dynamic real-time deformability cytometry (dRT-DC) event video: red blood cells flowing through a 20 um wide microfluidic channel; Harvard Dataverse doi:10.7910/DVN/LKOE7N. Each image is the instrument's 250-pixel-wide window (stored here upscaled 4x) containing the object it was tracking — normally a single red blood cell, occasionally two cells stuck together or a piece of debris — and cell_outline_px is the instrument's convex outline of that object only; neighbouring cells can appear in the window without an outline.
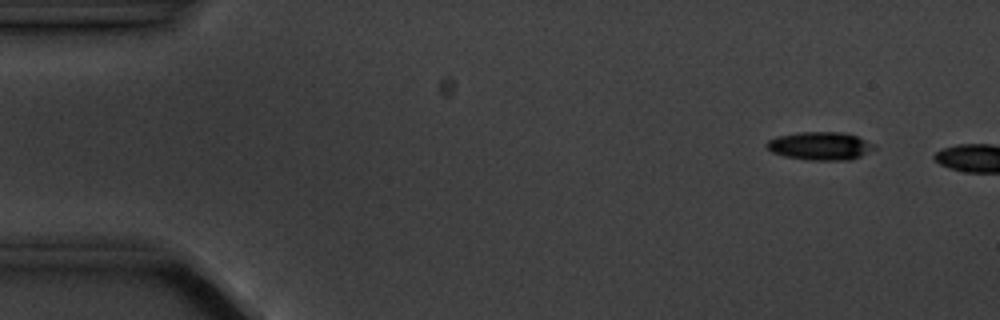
{"species": "common noctule bat (a hibernating species)", "species_latin": "Nyctalus noctula", "temperature_condition": "cold", "stored_images_in_passage": 3, "camera_frame_rate_fps": 3000, "um_per_image_px": 0.085, "animal": {"sex": "male", "body_mass_g": 20.1, "forearm_length_mm": 53.5}, "frame": {"image": 1, "passage_image": 2, "time_ms": 1.333, "image_size_px": [1000, 320], "cell_outline_px": [[876, 148], [852, 160], [808, 160], [784, 156], [772, 152], [764, 144], [768, 140], [776, 136], [800, 132], [844, 132], [856, 136], [876, 144]], "centroid_in_image_um": [69.71, 12.4], "position_along_channel_um": 15.3, "area_um2": 17.74}}